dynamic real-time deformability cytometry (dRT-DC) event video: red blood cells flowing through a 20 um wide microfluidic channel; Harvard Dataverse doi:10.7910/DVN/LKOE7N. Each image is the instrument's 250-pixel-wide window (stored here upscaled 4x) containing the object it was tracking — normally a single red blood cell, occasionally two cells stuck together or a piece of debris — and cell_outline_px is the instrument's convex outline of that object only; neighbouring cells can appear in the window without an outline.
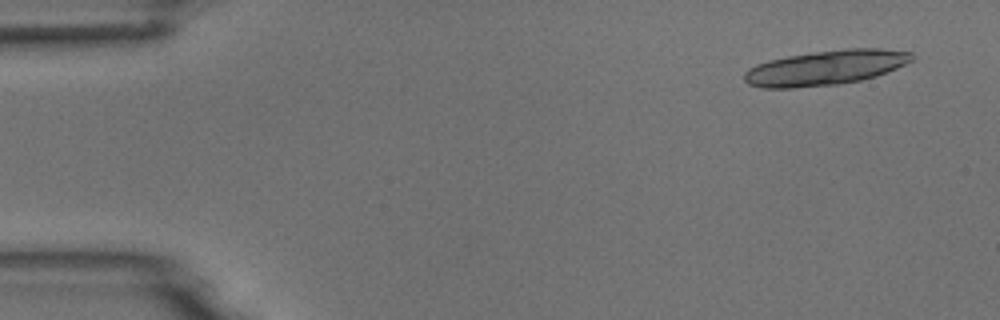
{"species": "common noctule bat (a hibernating species)", "species_latin": "Nyctalus noctula", "temperature_condition": "room temperature", "stored_images_in_passage": 5, "camera_frame_rate_fps": 3000, "um_per_image_px": 0.085, "animal": {"sex": "male", "body_mass_g": 18.8}, "frame": {"image": 1, "passage_image": 1, "time_ms": 0.0, "image_size_px": [1000, 320], "cell_outline_px": [[912, 60], [888, 72], [876, 76], [860, 80], [840, 84], [796, 88], [760, 88], [748, 84], [744, 80], [744, 72], [748, 68], [756, 64], [768, 60], [788, 56], [812, 52], [848, 48], [880, 48], [912, 52]], "centroid_in_image_um": [70.13, 5.76], "position_along_channel_um": 14.9, "area_um2": 34.16}}
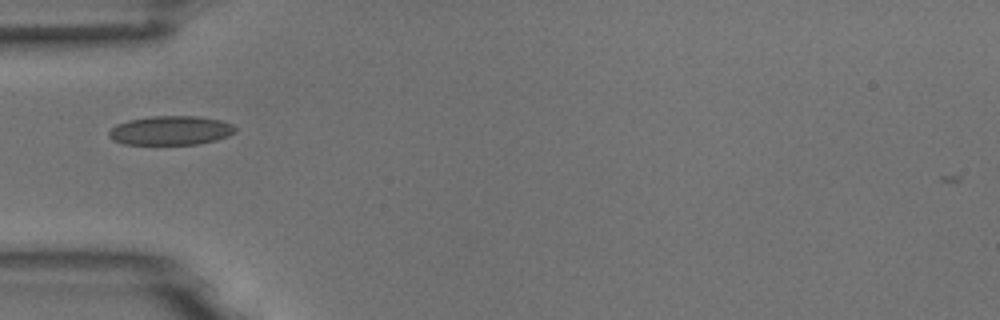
{"frame": {"image": 2, "passage_image": 5, "time_ms": 1.333, "image_size_px": [1000, 320], "cell_outline_px": [[236, 132], [228, 136], [216, 140], [200, 144], [124, 144], [112, 140], [108, 136], [108, 132], [116, 124], [128, 120], [152, 116], [196, 116], [220, 120], [232, 124], [236, 128]], "centroid_in_image_um": [14.5, 11.09], "position_along_channel_um": 70.5, "area_um2": 21.5}}